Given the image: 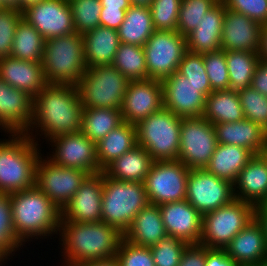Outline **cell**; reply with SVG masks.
<instances>
[{
	"instance_id": "d6986e66",
	"label": "cell",
	"mask_w": 267,
	"mask_h": 266,
	"mask_svg": "<svg viewBox=\"0 0 267 266\" xmlns=\"http://www.w3.org/2000/svg\"><path fill=\"white\" fill-rule=\"evenodd\" d=\"M103 172L88 175L61 210L63 221L101 222Z\"/></svg>"
},
{
	"instance_id": "6da1fadb",
	"label": "cell",
	"mask_w": 267,
	"mask_h": 266,
	"mask_svg": "<svg viewBox=\"0 0 267 266\" xmlns=\"http://www.w3.org/2000/svg\"><path fill=\"white\" fill-rule=\"evenodd\" d=\"M83 105L75 85L46 84L33 98V117L25 132L31 139L33 129L49 140L60 134L76 133L82 128ZM31 134V135H30Z\"/></svg>"
},
{
	"instance_id": "74e56055",
	"label": "cell",
	"mask_w": 267,
	"mask_h": 266,
	"mask_svg": "<svg viewBox=\"0 0 267 266\" xmlns=\"http://www.w3.org/2000/svg\"><path fill=\"white\" fill-rule=\"evenodd\" d=\"M112 65L129 81L147 79L145 51L142 46L121 43Z\"/></svg>"
},
{
	"instance_id": "8d00e7d4",
	"label": "cell",
	"mask_w": 267,
	"mask_h": 266,
	"mask_svg": "<svg viewBox=\"0 0 267 266\" xmlns=\"http://www.w3.org/2000/svg\"><path fill=\"white\" fill-rule=\"evenodd\" d=\"M229 73V89L239 92L251 86L259 54L248 51H225Z\"/></svg>"
},
{
	"instance_id": "4fadbf2b",
	"label": "cell",
	"mask_w": 267,
	"mask_h": 266,
	"mask_svg": "<svg viewBox=\"0 0 267 266\" xmlns=\"http://www.w3.org/2000/svg\"><path fill=\"white\" fill-rule=\"evenodd\" d=\"M88 175L81 169L62 167L40 156L35 170V186L62 210Z\"/></svg>"
},
{
	"instance_id": "f546056e",
	"label": "cell",
	"mask_w": 267,
	"mask_h": 266,
	"mask_svg": "<svg viewBox=\"0 0 267 266\" xmlns=\"http://www.w3.org/2000/svg\"><path fill=\"white\" fill-rule=\"evenodd\" d=\"M154 160L140 145H136L119 158L114 159L103 173L118 181L144 182Z\"/></svg>"
},
{
	"instance_id": "bcb514c9",
	"label": "cell",
	"mask_w": 267,
	"mask_h": 266,
	"mask_svg": "<svg viewBox=\"0 0 267 266\" xmlns=\"http://www.w3.org/2000/svg\"><path fill=\"white\" fill-rule=\"evenodd\" d=\"M189 244L179 238L166 236L150 247L155 266H178Z\"/></svg>"
},
{
	"instance_id": "ffe728a7",
	"label": "cell",
	"mask_w": 267,
	"mask_h": 266,
	"mask_svg": "<svg viewBox=\"0 0 267 266\" xmlns=\"http://www.w3.org/2000/svg\"><path fill=\"white\" fill-rule=\"evenodd\" d=\"M33 117V97L0 78V128L8 133H25Z\"/></svg>"
},
{
	"instance_id": "6f0895ef",
	"label": "cell",
	"mask_w": 267,
	"mask_h": 266,
	"mask_svg": "<svg viewBox=\"0 0 267 266\" xmlns=\"http://www.w3.org/2000/svg\"><path fill=\"white\" fill-rule=\"evenodd\" d=\"M255 217L262 224L267 241V203L255 207Z\"/></svg>"
},
{
	"instance_id": "cb8c5ba5",
	"label": "cell",
	"mask_w": 267,
	"mask_h": 266,
	"mask_svg": "<svg viewBox=\"0 0 267 266\" xmlns=\"http://www.w3.org/2000/svg\"><path fill=\"white\" fill-rule=\"evenodd\" d=\"M235 199L253 206L267 203V161L261 155H254L239 172L233 184Z\"/></svg>"
},
{
	"instance_id": "9a60e30c",
	"label": "cell",
	"mask_w": 267,
	"mask_h": 266,
	"mask_svg": "<svg viewBox=\"0 0 267 266\" xmlns=\"http://www.w3.org/2000/svg\"><path fill=\"white\" fill-rule=\"evenodd\" d=\"M47 141L55 147L53 154L47 157L52 163L62 167L81 169L89 175L103 171L98 166L96 143L81 131L60 134Z\"/></svg>"
},
{
	"instance_id": "603a6c76",
	"label": "cell",
	"mask_w": 267,
	"mask_h": 266,
	"mask_svg": "<svg viewBox=\"0 0 267 266\" xmlns=\"http://www.w3.org/2000/svg\"><path fill=\"white\" fill-rule=\"evenodd\" d=\"M224 250L239 266H261L267 257V241L262 224L255 217Z\"/></svg>"
},
{
	"instance_id": "816d5d0a",
	"label": "cell",
	"mask_w": 267,
	"mask_h": 266,
	"mask_svg": "<svg viewBox=\"0 0 267 266\" xmlns=\"http://www.w3.org/2000/svg\"><path fill=\"white\" fill-rule=\"evenodd\" d=\"M127 10L102 8L100 13V26L118 30L125 18Z\"/></svg>"
},
{
	"instance_id": "680465c9",
	"label": "cell",
	"mask_w": 267,
	"mask_h": 266,
	"mask_svg": "<svg viewBox=\"0 0 267 266\" xmlns=\"http://www.w3.org/2000/svg\"><path fill=\"white\" fill-rule=\"evenodd\" d=\"M102 8H113L127 10L130 6V0H100Z\"/></svg>"
},
{
	"instance_id": "9c48e42d",
	"label": "cell",
	"mask_w": 267,
	"mask_h": 266,
	"mask_svg": "<svg viewBox=\"0 0 267 266\" xmlns=\"http://www.w3.org/2000/svg\"><path fill=\"white\" fill-rule=\"evenodd\" d=\"M255 206L234 199L231 203L202 216L200 245L224 249L253 219Z\"/></svg>"
},
{
	"instance_id": "e7e4bbea",
	"label": "cell",
	"mask_w": 267,
	"mask_h": 266,
	"mask_svg": "<svg viewBox=\"0 0 267 266\" xmlns=\"http://www.w3.org/2000/svg\"><path fill=\"white\" fill-rule=\"evenodd\" d=\"M261 266H267V257L264 259V261L262 262Z\"/></svg>"
},
{
	"instance_id": "d590c367",
	"label": "cell",
	"mask_w": 267,
	"mask_h": 266,
	"mask_svg": "<svg viewBox=\"0 0 267 266\" xmlns=\"http://www.w3.org/2000/svg\"><path fill=\"white\" fill-rule=\"evenodd\" d=\"M123 122L120 110L83 108L81 132L94 143H98Z\"/></svg>"
},
{
	"instance_id": "f35d334b",
	"label": "cell",
	"mask_w": 267,
	"mask_h": 266,
	"mask_svg": "<svg viewBox=\"0 0 267 266\" xmlns=\"http://www.w3.org/2000/svg\"><path fill=\"white\" fill-rule=\"evenodd\" d=\"M22 245L13 227L10 194L0 193V266Z\"/></svg>"
},
{
	"instance_id": "f907efd6",
	"label": "cell",
	"mask_w": 267,
	"mask_h": 266,
	"mask_svg": "<svg viewBox=\"0 0 267 266\" xmlns=\"http://www.w3.org/2000/svg\"><path fill=\"white\" fill-rule=\"evenodd\" d=\"M206 247L200 244H189L182 253L178 266H205Z\"/></svg>"
},
{
	"instance_id": "52a82bcc",
	"label": "cell",
	"mask_w": 267,
	"mask_h": 266,
	"mask_svg": "<svg viewBox=\"0 0 267 266\" xmlns=\"http://www.w3.org/2000/svg\"><path fill=\"white\" fill-rule=\"evenodd\" d=\"M182 117L166 108L150 114L136 126L137 145L154 161H176L179 155Z\"/></svg>"
},
{
	"instance_id": "7bdbcfd3",
	"label": "cell",
	"mask_w": 267,
	"mask_h": 266,
	"mask_svg": "<svg viewBox=\"0 0 267 266\" xmlns=\"http://www.w3.org/2000/svg\"><path fill=\"white\" fill-rule=\"evenodd\" d=\"M245 119L257 123L267 132V97L251 86L238 92Z\"/></svg>"
},
{
	"instance_id": "277c9868",
	"label": "cell",
	"mask_w": 267,
	"mask_h": 266,
	"mask_svg": "<svg viewBox=\"0 0 267 266\" xmlns=\"http://www.w3.org/2000/svg\"><path fill=\"white\" fill-rule=\"evenodd\" d=\"M9 138L0 140V193L7 194L35 186L36 165L42 155L38 142L25 133H9Z\"/></svg>"
},
{
	"instance_id": "ba28073f",
	"label": "cell",
	"mask_w": 267,
	"mask_h": 266,
	"mask_svg": "<svg viewBox=\"0 0 267 266\" xmlns=\"http://www.w3.org/2000/svg\"><path fill=\"white\" fill-rule=\"evenodd\" d=\"M129 80L113 65L87 68L77 89L83 108L120 110Z\"/></svg>"
},
{
	"instance_id": "ee69618b",
	"label": "cell",
	"mask_w": 267,
	"mask_h": 266,
	"mask_svg": "<svg viewBox=\"0 0 267 266\" xmlns=\"http://www.w3.org/2000/svg\"><path fill=\"white\" fill-rule=\"evenodd\" d=\"M182 0H153L149 7L156 31H177Z\"/></svg>"
},
{
	"instance_id": "8fae6325",
	"label": "cell",
	"mask_w": 267,
	"mask_h": 266,
	"mask_svg": "<svg viewBox=\"0 0 267 266\" xmlns=\"http://www.w3.org/2000/svg\"><path fill=\"white\" fill-rule=\"evenodd\" d=\"M190 169L181 161H154L144 186L148 202L155 205L186 200Z\"/></svg>"
},
{
	"instance_id": "d4e9b609",
	"label": "cell",
	"mask_w": 267,
	"mask_h": 266,
	"mask_svg": "<svg viewBox=\"0 0 267 266\" xmlns=\"http://www.w3.org/2000/svg\"><path fill=\"white\" fill-rule=\"evenodd\" d=\"M0 78L33 98L47 84L42 63L24 61L11 56L0 58Z\"/></svg>"
},
{
	"instance_id": "11a10c76",
	"label": "cell",
	"mask_w": 267,
	"mask_h": 266,
	"mask_svg": "<svg viewBox=\"0 0 267 266\" xmlns=\"http://www.w3.org/2000/svg\"><path fill=\"white\" fill-rule=\"evenodd\" d=\"M69 266H120V263L116 256L106 258V259H100V260H93L89 262H83V263H76L74 265Z\"/></svg>"
},
{
	"instance_id": "5bb4252c",
	"label": "cell",
	"mask_w": 267,
	"mask_h": 266,
	"mask_svg": "<svg viewBox=\"0 0 267 266\" xmlns=\"http://www.w3.org/2000/svg\"><path fill=\"white\" fill-rule=\"evenodd\" d=\"M235 199L233 184L205 169H192L188 174L186 200L203 216Z\"/></svg>"
},
{
	"instance_id": "5b68a950",
	"label": "cell",
	"mask_w": 267,
	"mask_h": 266,
	"mask_svg": "<svg viewBox=\"0 0 267 266\" xmlns=\"http://www.w3.org/2000/svg\"><path fill=\"white\" fill-rule=\"evenodd\" d=\"M42 67L47 84L77 86L87 70L83 36L73 32L46 40Z\"/></svg>"
},
{
	"instance_id": "7dc6e473",
	"label": "cell",
	"mask_w": 267,
	"mask_h": 266,
	"mask_svg": "<svg viewBox=\"0 0 267 266\" xmlns=\"http://www.w3.org/2000/svg\"><path fill=\"white\" fill-rule=\"evenodd\" d=\"M22 18V11L17 8H0V58L10 56L16 27Z\"/></svg>"
},
{
	"instance_id": "db71d44e",
	"label": "cell",
	"mask_w": 267,
	"mask_h": 266,
	"mask_svg": "<svg viewBox=\"0 0 267 266\" xmlns=\"http://www.w3.org/2000/svg\"><path fill=\"white\" fill-rule=\"evenodd\" d=\"M251 87L267 97V62L261 59L256 66Z\"/></svg>"
},
{
	"instance_id": "7402d4cb",
	"label": "cell",
	"mask_w": 267,
	"mask_h": 266,
	"mask_svg": "<svg viewBox=\"0 0 267 266\" xmlns=\"http://www.w3.org/2000/svg\"><path fill=\"white\" fill-rule=\"evenodd\" d=\"M261 26L262 24L246 15L226 8L221 36V49L258 53Z\"/></svg>"
},
{
	"instance_id": "b9f144b4",
	"label": "cell",
	"mask_w": 267,
	"mask_h": 266,
	"mask_svg": "<svg viewBox=\"0 0 267 266\" xmlns=\"http://www.w3.org/2000/svg\"><path fill=\"white\" fill-rule=\"evenodd\" d=\"M177 72L185 76L195 86L201 87V93L205 97L212 92L203 61V54L186 51L179 63Z\"/></svg>"
},
{
	"instance_id": "f1b7e54d",
	"label": "cell",
	"mask_w": 267,
	"mask_h": 266,
	"mask_svg": "<svg viewBox=\"0 0 267 266\" xmlns=\"http://www.w3.org/2000/svg\"><path fill=\"white\" fill-rule=\"evenodd\" d=\"M167 236L159 205L148 203L134 218L124 239L137 246L152 247Z\"/></svg>"
},
{
	"instance_id": "e575fe53",
	"label": "cell",
	"mask_w": 267,
	"mask_h": 266,
	"mask_svg": "<svg viewBox=\"0 0 267 266\" xmlns=\"http://www.w3.org/2000/svg\"><path fill=\"white\" fill-rule=\"evenodd\" d=\"M44 37L25 19L18 23L10 56L24 61L42 63Z\"/></svg>"
},
{
	"instance_id": "2e32d148",
	"label": "cell",
	"mask_w": 267,
	"mask_h": 266,
	"mask_svg": "<svg viewBox=\"0 0 267 266\" xmlns=\"http://www.w3.org/2000/svg\"><path fill=\"white\" fill-rule=\"evenodd\" d=\"M22 14L23 19L31 24L45 40L76 32L68 0H43L28 6Z\"/></svg>"
},
{
	"instance_id": "7c38bea8",
	"label": "cell",
	"mask_w": 267,
	"mask_h": 266,
	"mask_svg": "<svg viewBox=\"0 0 267 266\" xmlns=\"http://www.w3.org/2000/svg\"><path fill=\"white\" fill-rule=\"evenodd\" d=\"M147 79L163 80L178 70L187 51L186 38L178 31H154L143 46Z\"/></svg>"
},
{
	"instance_id": "4316f807",
	"label": "cell",
	"mask_w": 267,
	"mask_h": 266,
	"mask_svg": "<svg viewBox=\"0 0 267 266\" xmlns=\"http://www.w3.org/2000/svg\"><path fill=\"white\" fill-rule=\"evenodd\" d=\"M218 144L236 145L253 155L261 154L267 145V132L248 119L213 124Z\"/></svg>"
},
{
	"instance_id": "d6a6232c",
	"label": "cell",
	"mask_w": 267,
	"mask_h": 266,
	"mask_svg": "<svg viewBox=\"0 0 267 266\" xmlns=\"http://www.w3.org/2000/svg\"><path fill=\"white\" fill-rule=\"evenodd\" d=\"M203 117L211 124L238 122L245 119L238 92L230 89L212 91L206 97Z\"/></svg>"
},
{
	"instance_id": "30bf717a",
	"label": "cell",
	"mask_w": 267,
	"mask_h": 266,
	"mask_svg": "<svg viewBox=\"0 0 267 266\" xmlns=\"http://www.w3.org/2000/svg\"><path fill=\"white\" fill-rule=\"evenodd\" d=\"M214 125L202 117H182L178 161L187 168L205 169L217 146Z\"/></svg>"
},
{
	"instance_id": "6125c7cd",
	"label": "cell",
	"mask_w": 267,
	"mask_h": 266,
	"mask_svg": "<svg viewBox=\"0 0 267 266\" xmlns=\"http://www.w3.org/2000/svg\"><path fill=\"white\" fill-rule=\"evenodd\" d=\"M153 0H130L131 5L149 8Z\"/></svg>"
},
{
	"instance_id": "f6af8a7d",
	"label": "cell",
	"mask_w": 267,
	"mask_h": 266,
	"mask_svg": "<svg viewBox=\"0 0 267 266\" xmlns=\"http://www.w3.org/2000/svg\"><path fill=\"white\" fill-rule=\"evenodd\" d=\"M203 61L212 91L228 90L230 82L225 50L204 53Z\"/></svg>"
},
{
	"instance_id": "60d3db41",
	"label": "cell",
	"mask_w": 267,
	"mask_h": 266,
	"mask_svg": "<svg viewBox=\"0 0 267 266\" xmlns=\"http://www.w3.org/2000/svg\"><path fill=\"white\" fill-rule=\"evenodd\" d=\"M219 0H182L177 31L186 36L196 29L205 13L209 11Z\"/></svg>"
},
{
	"instance_id": "484cf974",
	"label": "cell",
	"mask_w": 267,
	"mask_h": 266,
	"mask_svg": "<svg viewBox=\"0 0 267 266\" xmlns=\"http://www.w3.org/2000/svg\"><path fill=\"white\" fill-rule=\"evenodd\" d=\"M225 11V5L219 0L205 13L197 28L185 36L187 51L204 54L221 49Z\"/></svg>"
},
{
	"instance_id": "44dd1931",
	"label": "cell",
	"mask_w": 267,
	"mask_h": 266,
	"mask_svg": "<svg viewBox=\"0 0 267 266\" xmlns=\"http://www.w3.org/2000/svg\"><path fill=\"white\" fill-rule=\"evenodd\" d=\"M167 236L188 244H199L202 234V215L187 201L159 205Z\"/></svg>"
},
{
	"instance_id": "e0dca14e",
	"label": "cell",
	"mask_w": 267,
	"mask_h": 266,
	"mask_svg": "<svg viewBox=\"0 0 267 266\" xmlns=\"http://www.w3.org/2000/svg\"><path fill=\"white\" fill-rule=\"evenodd\" d=\"M161 108H163L161 80L148 78L129 81L120 107L125 122L136 125Z\"/></svg>"
},
{
	"instance_id": "91938a15",
	"label": "cell",
	"mask_w": 267,
	"mask_h": 266,
	"mask_svg": "<svg viewBox=\"0 0 267 266\" xmlns=\"http://www.w3.org/2000/svg\"><path fill=\"white\" fill-rule=\"evenodd\" d=\"M17 8L19 10V0H0V8Z\"/></svg>"
},
{
	"instance_id": "be15d7a7",
	"label": "cell",
	"mask_w": 267,
	"mask_h": 266,
	"mask_svg": "<svg viewBox=\"0 0 267 266\" xmlns=\"http://www.w3.org/2000/svg\"><path fill=\"white\" fill-rule=\"evenodd\" d=\"M261 155L266 159L267 161V145L266 148L262 151Z\"/></svg>"
},
{
	"instance_id": "7a4b0ae2",
	"label": "cell",
	"mask_w": 267,
	"mask_h": 266,
	"mask_svg": "<svg viewBox=\"0 0 267 266\" xmlns=\"http://www.w3.org/2000/svg\"><path fill=\"white\" fill-rule=\"evenodd\" d=\"M58 232L65 266L114 257L124 238L118 229L103 221L83 223L61 219Z\"/></svg>"
},
{
	"instance_id": "9f6ffc18",
	"label": "cell",
	"mask_w": 267,
	"mask_h": 266,
	"mask_svg": "<svg viewBox=\"0 0 267 266\" xmlns=\"http://www.w3.org/2000/svg\"><path fill=\"white\" fill-rule=\"evenodd\" d=\"M259 58L267 62V23L262 24L260 30Z\"/></svg>"
},
{
	"instance_id": "f5cc1de1",
	"label": "cell",
	"mask_w": 267,
	"mask_h": 266,
	"mask_svg": "<svg viewBox=\"0 0 267 266\" xmlns=\"http://www.w3.org/2000/svg\"><path fill=\"white\" fill-rule=\"evenodd\" d=\"M205 266H239L224 249L207 248Z\"/></svg>"
},
{
	"instance_id": "ab89813d",
	"label": "cell",
	"mask_w": 267,
	"mask_h": 266,
	"mask_svg": "<svg viewBox=\"0 0 267 266\" xmlns=\"http://www.w3.org/2000/svg\"><path fill=\"white\" fill-rule=\"evenodd\" d=\"M72 9L73 25L80 35L100 26V0H68Z\"/></svg>"
},
{
	"instance_id": "3957f363",
	"label": "cell",
	"mask_w": 267,
	"mask_h": 266,
	"mask_svg": "<svg viewBox=\"0 0 267 266\" xmlns=\"http://www.w3.org/2000/svg\"><path fill=\"white\" fill-rule=\"evenodd\" d=\"M10 198L13 227L23 244L35 236L58 234L61 210L36 186L11 193Z\"/></svg>"
},
{
	"instance_id": "83f0119b",
	"label": "cell",
	"mask_w": 267,
	"mask_h": 266,
	"mask_svg": "<svg viewBox=\"0 0 267 266\" xmlns=\"http://www.w3.org/2000/svg\"><path fill=\"white\" fill-rule=\"evenodd\" d=\"M84 59L87 68L112 65L121 44L118 30L98 26L83 34Z\"/></svg>"
},
{
	"instance_id": "ac0fdd59",
	"label": "cell",
	"mask_w": 267,
	"mask_h": 266,
	"mask_svg": "<svg viewBox=\"0 0 267 266\" xmlns=\"http://www.w3.org/2000/svg\"><path fill=\"white\" fill-rule=\"evenodd\" d=\"M163 107L180 117H202L206 97L201 87L195 86L177 71L162 81Z\"/></svg>"
},
{
	"instance_id": "4dcf8cb0",
	"label": "cell",
	"mask_w": 267,
	"mask_h": 266,
	"mask_svg": "<svg viewBox=\"0 0 267 266\" xmlns=\"http://www.w3.org/2000/svg\"><path fill=\"white\" fill-rule=\"evenodd\" d=\"M254 155L236 145L217 144L205 170L209 173L234 184L239 172L247 165Z\"/></svg>"
},
{
	"instance_id": "1f68e13d",
	"label": "cell",
	"mask_w": 267,
	"mask_h": 266,
	"mask_svg": "<svg viewBox=\"0 0 267 266\" xmlns=\"http://www.w3.org/2000/svg\"><path fill=\"white\" fill-rule=\"evenodd\" d=\"M137 145L135 124L123 122L96 143L98 166L103 170L114 159Z\"/></svg>"
},
{
	"instance_id": "836d02e7",
	"label": "cell",
	"mask_w": 267,
	"mask_h": 266,
	"mask_svg": "<svg viewBox=\"0 0 267 266\" xmlns=\"http://www.w3.org/2000/svg\"><path fill=\"white\" fill-rule=\"evenodd\" d=\"M155 31L150 9L131 5L118 29L121 43L144 46Z\"/></svg>"
},
{
	"instance_id": "681fc988",
	"label": "cell",
	"mask_w": 267,
	"mask_h": 266,
	"mask_svg": "<svg viewBox=\"0 0 267 266\" xmlns=\"http://www.w3.org/2000/svg\"><path fill=\"white\" fill-rule=\"evenodd\" d=\"M226 8L241 13L260 24L267 23V0H221Z\"/></svg>"
},
{
	"instance_id": "94428289",
	"label": "cell",
	"mask_w": 267,
	"mask_h": 266,
	"mask_svg": "<svg viewBox=\"0 0 267 266\" xmlns=\"http://www.w3.org/2000/svg\"><path fill=\"white\" fill-rule=\"evenodd\" d=\"M41 1L43 0H19V11H23L28 6L37 4L38 2H41Z\"/></svg>"
},
{
	"instance_id": "c3c4849f",
	"label": "cell",
	"mask_w": 267,
	"mask_h": 266,
	"mask_svg": "<svg viewBox=\"0 0 267 266\" xmlns=\"http://www.w3.org/2000/svg\"><path fill=\"white\" fill-rule=\"evenodd\" d=\"M120 266H155L150 247L137 246L122 239L116 254Z\"/></svg>"
},
{
	"instance_id": "8992f818",
	"label": "cell",
	"mask_w": 267,
	"mask_h": 266,
	"mask_svg": "<svg viewBox=\"0 0 267 266\" xmlns=\"http://www.w3.org/2000/svg\"><path fill=\"white\" fill-rule=\"evenodd\" d=\"M148 203L144 182L118 181L103 173V222L124 234Z\"/></svg>"
}]
</instances>
